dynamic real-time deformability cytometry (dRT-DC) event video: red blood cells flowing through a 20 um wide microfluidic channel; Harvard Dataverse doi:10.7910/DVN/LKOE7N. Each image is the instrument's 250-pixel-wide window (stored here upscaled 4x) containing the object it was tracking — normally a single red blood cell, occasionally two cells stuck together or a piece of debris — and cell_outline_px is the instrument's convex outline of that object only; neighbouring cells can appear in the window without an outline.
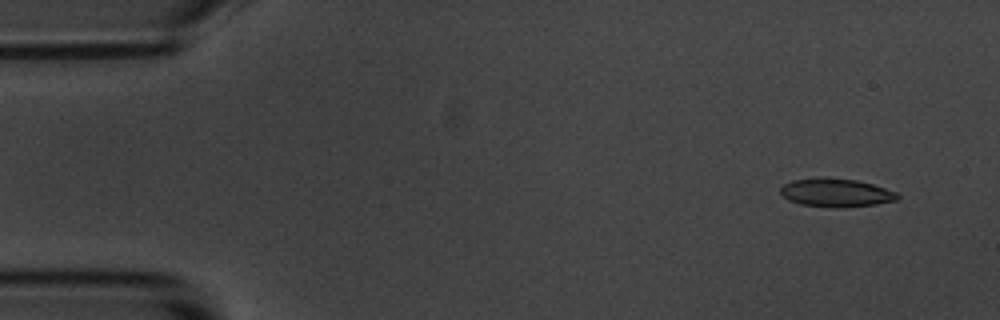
{"species": "common noctule bat (a hibernating species)", "species_latin": "Nyctalus noctula", "temperature_condition": "room temperature", "stored_images_in_passage": 5, "camera_frame_rate_fps": 3000, "um_per_image_px": 0.085, "animal": {"sex": "male", "body_mass_g": 20.1, "forearm_length_mm": 53.5}, "frame": {"image": 1, "passage_image": 1, "time_ms": 0.0, "image_size_px": [1000, 320], "cell_outline_px": [[900, 196], [896, 200], [876, 204], [840, 208], [836, 208], [800, 204], [788, 200], [780, 192], [780, 188], [784, 184], [792, 180], [820, 176], [856, 180], [872, 184], [896, 192]], "centroid_in_image_um": [71.03, 16.37], "position_along_channel_um": 14.0, "area_um2": 19.48}}
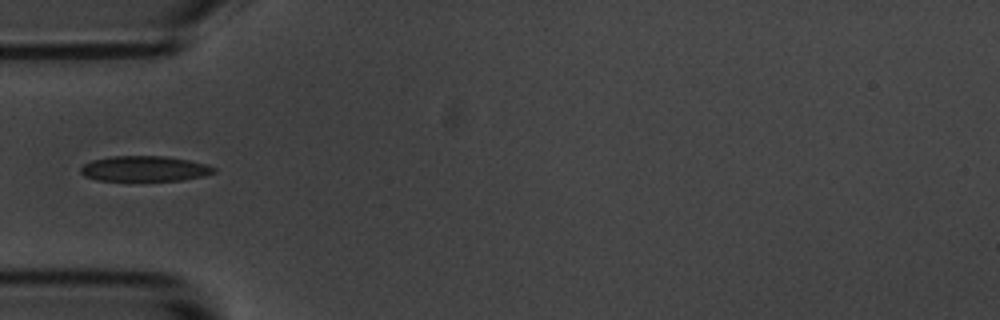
{"frame": {"image": 2, "passage_image": 5, "time_ms": 4.667, "image_size_px": [1000, 320], "cell_outline_px": [[216, 172], [204, 176], [180, 180], [96, 180], [84, 176], [80, 172], [80, 168], [84, 164], [92, 160], [112, 156], [164, 156], [188, 160], [208, 164], [216, 168]], "centroid_in_image_um": [12.3, 14.33], "position_along_channel_um": 72.7, "area_um2": 19.65}}